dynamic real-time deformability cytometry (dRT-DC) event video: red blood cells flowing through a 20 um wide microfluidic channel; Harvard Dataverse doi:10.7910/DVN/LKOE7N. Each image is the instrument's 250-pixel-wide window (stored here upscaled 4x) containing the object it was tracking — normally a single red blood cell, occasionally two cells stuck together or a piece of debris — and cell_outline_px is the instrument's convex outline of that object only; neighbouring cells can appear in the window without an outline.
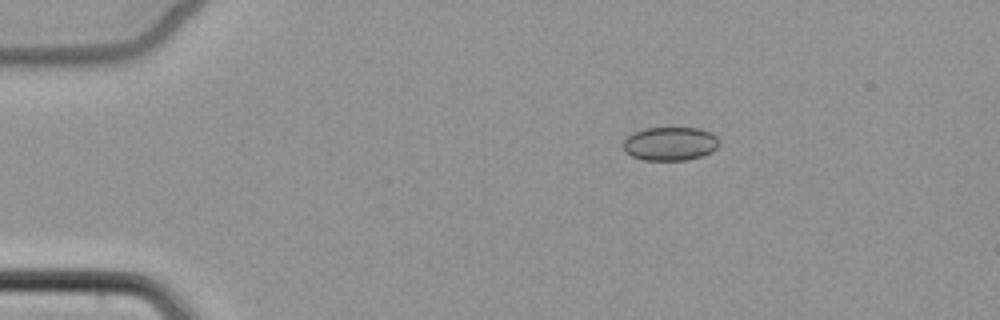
{"species": "common noctule bat (a hibernating species)", "species_latin": "Nyctalus noctula", "temperature_condition": "cold", "stored_images_in_passage": 4, "camera_frame_rate_fps": 3000, "um_per_image_px": 0.085, "animal": {"sex": "female", "body_mass_g": 22.7, "forearm_length_mm": 54.2}, "frame": {"image": 1, "passage_image": 2, "time_ms": 1.0, "image_size_px": [1000, 320], "cell_outline_px": [[720, 144], [712, 152], [700, 156], [684, 160], [644, 160], [632, 156], [624, 152], [624, 140], [628, 136], [644, 128], [700, 128], [712, 132], [720, 140]], "centroid_in_image_um": [56.99, 12.21], "position_along_channel_um": 28.0, "area_um2": 18.84}}